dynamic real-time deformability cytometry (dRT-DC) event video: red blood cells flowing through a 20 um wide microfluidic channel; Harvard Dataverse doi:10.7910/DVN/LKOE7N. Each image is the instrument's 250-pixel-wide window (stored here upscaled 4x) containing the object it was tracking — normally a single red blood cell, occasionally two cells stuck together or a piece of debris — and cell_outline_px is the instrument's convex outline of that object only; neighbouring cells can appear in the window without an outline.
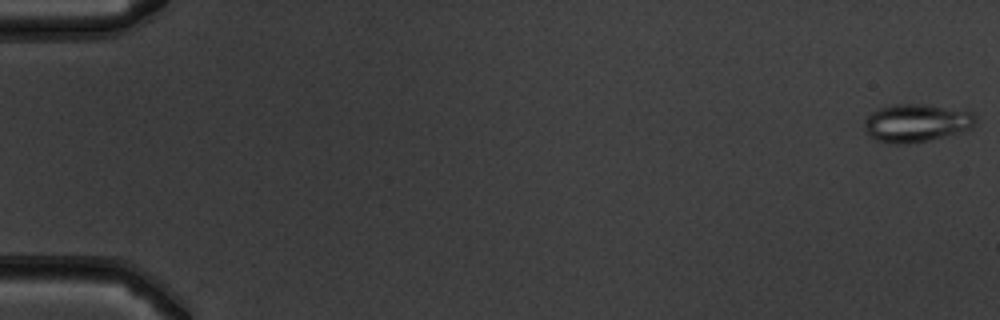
{"species": "common noctule bat (a hibernating species)", "species_latin": "Nyctalus noctula", "temperature_condition": "warm", "stored_images_in_passage": 20, "camera_frame_rate_fps": 3000, "um_per_image_px": 0.085, "animal": {"sex": "male", "body_mass_g": 19.5, "forearm_length_mm": 54.6}, "frame": {"image": 1, "passage_image": 1, "time_ms": 0.0, "image_size_px": [1000, 320], "cell_outline_px": [[976, 124], [972, 128], [944, 136], [928, 140], [900, 144], [896, 144], [876, 140], [868, 136], [864, 124], [864, 120], [872, 112], [880, 108], [896, 104], [924, 104], [972, 112], [976, 116]], "centroid_in_image_um": [77.88, 10.45], "position_along_channel_um": 7.1, "area_um2": 24.33}}